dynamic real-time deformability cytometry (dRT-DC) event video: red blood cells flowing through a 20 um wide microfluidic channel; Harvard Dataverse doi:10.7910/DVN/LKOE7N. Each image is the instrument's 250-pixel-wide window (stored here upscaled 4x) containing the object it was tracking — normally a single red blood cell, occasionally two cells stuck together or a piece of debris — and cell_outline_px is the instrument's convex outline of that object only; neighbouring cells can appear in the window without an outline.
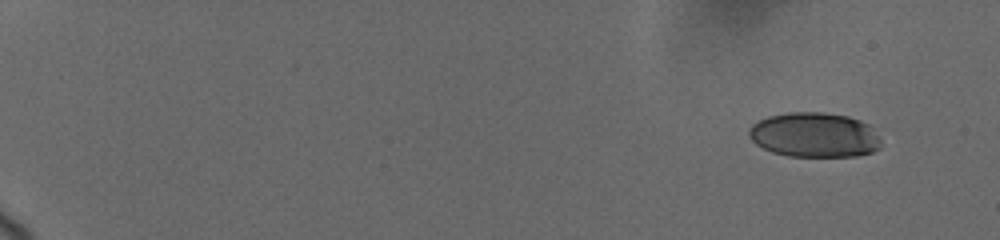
{"species": "human", "species_latin": "Homo sapiens", "temperature_condition": "cold", "stored_images_in_passage": 14, "camera_frame_rate_fps": 3000, "um_per_image_px": 0.085, "donor": {"sex": "female"}, "frame": {"image": 1, "passage_image": 1, "time_ms": 0.0, "image_size_px": [1000, 240], "cell_outline_px": [[880, 148], [872, 152], [856, 156], [788, 156], [772, 152], [756, 144], [748, 136], [748, 128], [752, 124], [768, 116], [788, 112], [824, 112], [848, 116], [860, 120], [868, 124], [880, 140]], "centroid_in_image_um": [69.2, 11.46], "position_along_channel_um": 15.8, "area_um2": 34.51}}
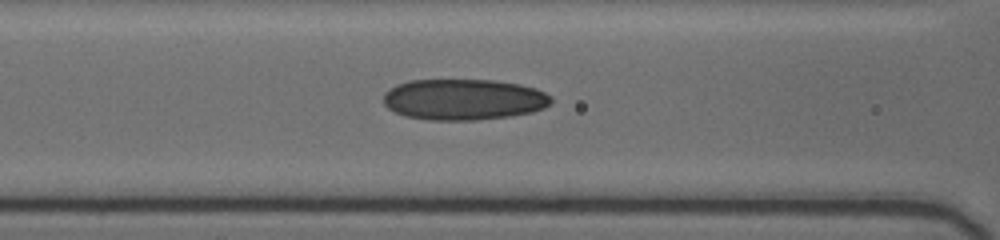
{"frame": {"image": 2, "passage_image": 12, "time_ms": 8.0, "image_size_px": [1000, 240], "cell_outline_px": [[552, 100], [544, 108], [532, 112], [512, 116], [476, 120], [428, 120], [404, 116], [388, 108], [384, 104], [384, 92], [396, 84], [412, 80], [496, 80], [520, 84], [536, 88], [552, 96]], "centroid_in_image_um": [39.41, 8.45], "position_along_channel_um": 127.2, "area_um2": 40.34}}
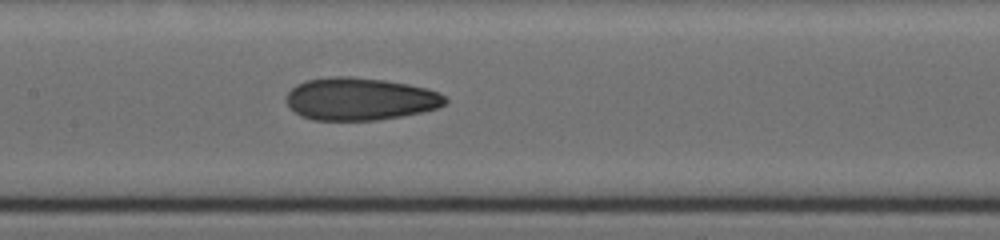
{"frame": {"image": 3, "passage_image": 14, "time_ms": 9.333, "image_size_px": [1000, 240], "cell_outline_px": [[448, 100], [444, 104], [436, 108], [420, 112], [400, 116], [376, 120], [312, 120], [300, 116], [288, 104], [288, 92], [296, 84], [304, 80], [332, 76], [352, 76], [384, 80], [408, 84], [428, 88], [440, 92]], "centroid_in_image_um": [30.6, 8.4], "position_along_channel_um": 176.8, "area_um2": 39.36}}